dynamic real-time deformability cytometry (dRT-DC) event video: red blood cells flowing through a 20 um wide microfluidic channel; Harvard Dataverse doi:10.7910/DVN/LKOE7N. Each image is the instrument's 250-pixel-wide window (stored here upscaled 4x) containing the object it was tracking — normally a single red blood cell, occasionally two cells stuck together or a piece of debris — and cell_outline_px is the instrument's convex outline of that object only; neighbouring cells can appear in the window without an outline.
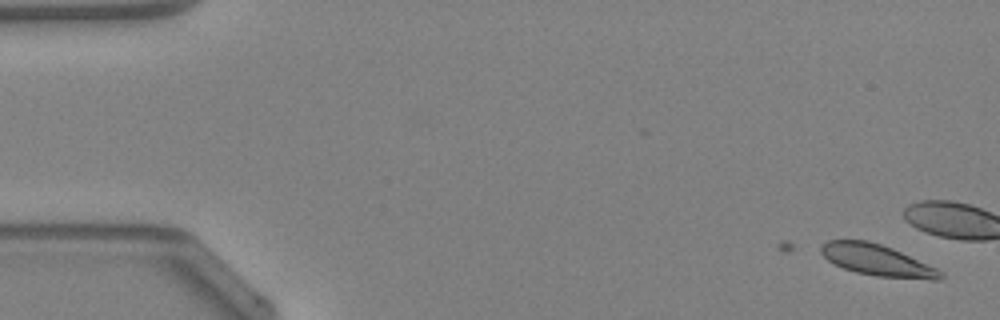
{"species": "Egyptian fruit bat (a non-hibernating species)", "species_latin": "Rousettus aegyptiacus", "temperature_condition": "warm", "stored_images_in_passage": 7, "camera_frame_rate_fps": 3000, "um_per_image_px": 0.085, "animal": {"sex": "female"}, "frame": {"image": 1, "passage_image": 7, "time_ms": 2.0, "image_size_px": [1000, 320], "cell_outline_px": [[944, 276], [940, 280], [932, 280], [876, 276], [856, 272], [844, 268], [828, 260], [820, 252], [820, 248], [828, 240], [868, 240], [892, 248], [936, 268], [944, 272]], "centroid_in_image_um": [74.58, 22.12], "position_along_channel_um": 10.4, "area_um2": 21.62}}